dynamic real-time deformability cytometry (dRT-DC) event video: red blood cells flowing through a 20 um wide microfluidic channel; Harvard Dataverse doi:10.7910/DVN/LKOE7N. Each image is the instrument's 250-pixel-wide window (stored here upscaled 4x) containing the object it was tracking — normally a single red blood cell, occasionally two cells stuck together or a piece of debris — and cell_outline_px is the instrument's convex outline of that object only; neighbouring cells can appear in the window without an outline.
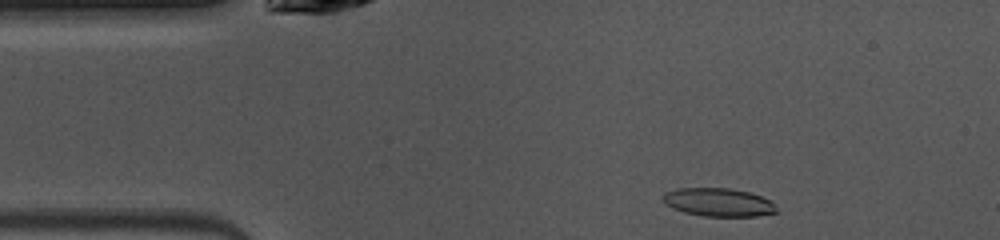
{"species": "common noctule bat (a hibernating species)", "species_latin": "Nyctalus noctula", "temperature_condition": "warm", "stored_images_in_passage": 42, "camera_frame_rate_fps": 3000, "um_per_image_px": 0.085, "animal": {"sex": "female", "body_mass_g": 10.0, "forearm_length_mm": 53.1}, "frame": {"image": 1, "passage_image": 1, "time_ms": 0.0, "image_size_px": [1000, 240], "cell_outline_px": [[776, 212], [756, 216], [704, 216], [684, 212], [672, 208], [664, 204], [660, 200], [660, 196], [664, 192], [676, 188], [728, 188], [748, 192], [760, 196], [776, 204]], "centroid_in_image_um": [60.98, 17.18], "position_along_channel_um": 24.0, "area_um2": 18.84}}
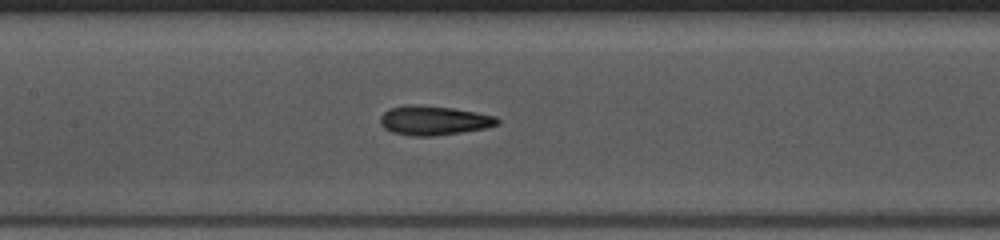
{"frame": {"image": 2, "passage_image": 15, "time_ms": 4.667, "image_size_px": [1000, 240], "cell_outline_px": [[500, 120], [496, 124], [484, 128], [460, 132], [432, 136], [408, 136], [392, 132], [384, 128], [380, 124], [380, 116], [388, 108], [404, 104], [416, 104], [452, 108], [476, 112], [496, 116]], "centroid_in_image_um": [36.8, 10.22], "position_along_channel_um": 170.6, "area_um2": 20.06}}
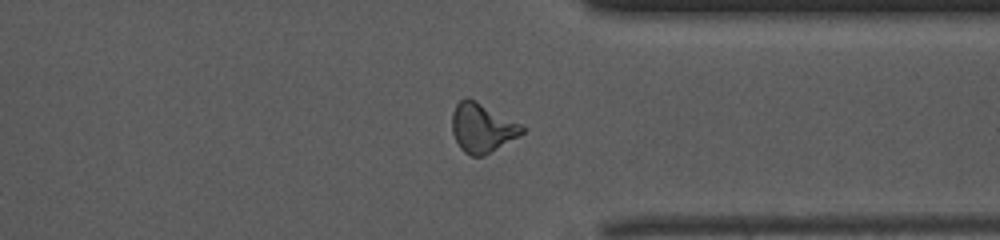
{"frame": {"image": 3, "passage_image": 30, "time_ms": 9.667, "image_size_px": [1000, 240], "cell_outline_px": [[524, 132], [520, 136], [484, 156], [472, 156], [464, 152], [460, 148], [452, 132], [452, 112], [456, 104], [464, 96], [468, 96], [476, 100], [520, 124], [524, 128]], "centroid_in_image_um": [40.95, 10.86], "position_along_channel_um": 370.4, "area_um2": 20.11}, "authors_computed_cell_mechanics": {"area_um2": 19.363, "velocity_mm_per_s": 4.0655, "shape_relaxation_time_tau1_ms": 4.8118, "shape_relaxation_time_tau2_ms": 3.0737, "deformation_change_tau1": 0.1975, "deformation_change_tau2": 0.1121}}